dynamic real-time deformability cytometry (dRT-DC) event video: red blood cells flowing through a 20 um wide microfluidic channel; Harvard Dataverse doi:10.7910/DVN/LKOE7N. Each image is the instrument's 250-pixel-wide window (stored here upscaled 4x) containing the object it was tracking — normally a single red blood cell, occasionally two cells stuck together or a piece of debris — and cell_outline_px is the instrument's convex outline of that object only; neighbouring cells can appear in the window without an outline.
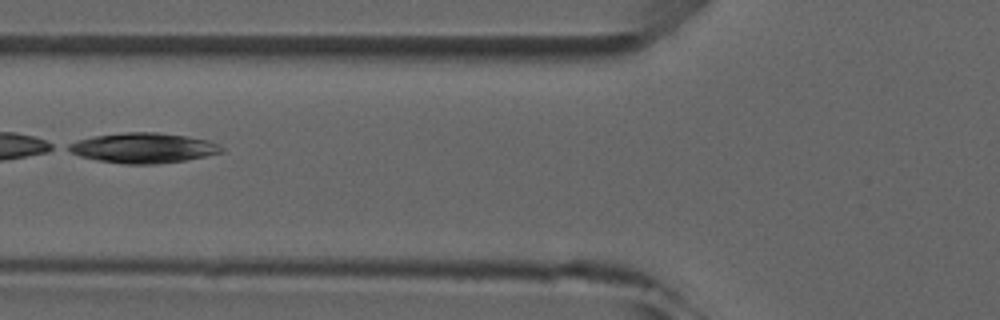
{"species": "common noctule bat (a hibernating species)", "species_latin": "Nyctalus noctula", "temperature_condition": "room temperature", "stored_images_in_passage": 2, "camera_frame_rate_fps": 3000, "um_per_image_px": 0.085, "animal": {"sex": "male", "forearm_length_mm": 52.5}, "frame": {"image": 1, "passage_image": 2, "time_ms": 1.333, "image_size_px": [1000, 320], "cell_outline_px": [[224, 152], [184, 160], [156, 164], [124, 164], [96, 160], [80, 156], [64, 148], [68, 144], [80, 140], [96, 136], [128, 132], [156, 132], [184, 136], [208, 140], [224, 148]], "centroid_in_image_um": [12.17, 12.58], "position_along_channel_um": 113.6, "area_um2": 26.53}}